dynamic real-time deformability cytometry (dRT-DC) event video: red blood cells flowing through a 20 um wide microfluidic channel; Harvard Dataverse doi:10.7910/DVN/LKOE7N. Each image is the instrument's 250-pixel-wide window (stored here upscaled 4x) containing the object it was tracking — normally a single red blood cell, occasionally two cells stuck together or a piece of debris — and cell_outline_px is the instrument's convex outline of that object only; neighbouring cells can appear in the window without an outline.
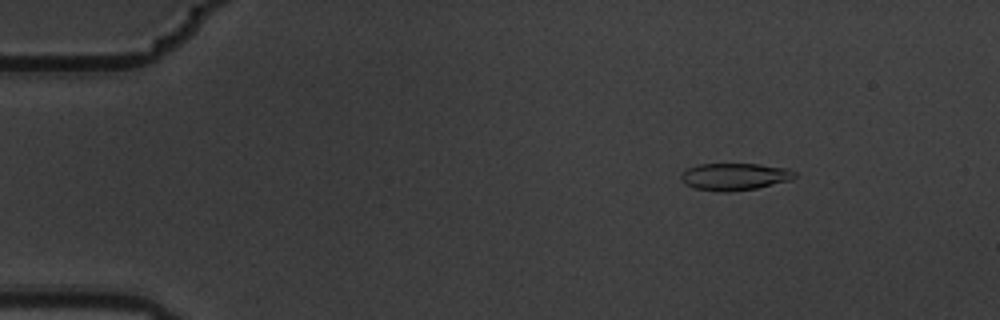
{"species": "common noctule bat (a hibernating species)", "species_latin": "Nyctalus noctula", "temperature_condition": "warm", "stored_images_in_passage": 6, "segment_of_instrument_passage": [1, 2], "camera_frame_rate_fps": 3000, "um_per_image_px": 0.085, "animal": {"sex": "male", "body_mass_g": 19.5, "forearm_length_mm": 54.6}, "frame": {"image": 1, "passage_image": 2, "time_ms": 0.333, "image_size_px": [1000, 320], "cell_outline_px": [[796, 176], [792, 180], [756, 188], [728, 192], [720, 192], [696, 188], [684, 184], [680, 180], [680, 176], [688, 168], [700, 164], [756, 164], [788, 168], [796, 172]], "centroid_in_image_um": [62.46, 15.01], "position_along_channel_um": 22.5, "area_um2": 17.98}}